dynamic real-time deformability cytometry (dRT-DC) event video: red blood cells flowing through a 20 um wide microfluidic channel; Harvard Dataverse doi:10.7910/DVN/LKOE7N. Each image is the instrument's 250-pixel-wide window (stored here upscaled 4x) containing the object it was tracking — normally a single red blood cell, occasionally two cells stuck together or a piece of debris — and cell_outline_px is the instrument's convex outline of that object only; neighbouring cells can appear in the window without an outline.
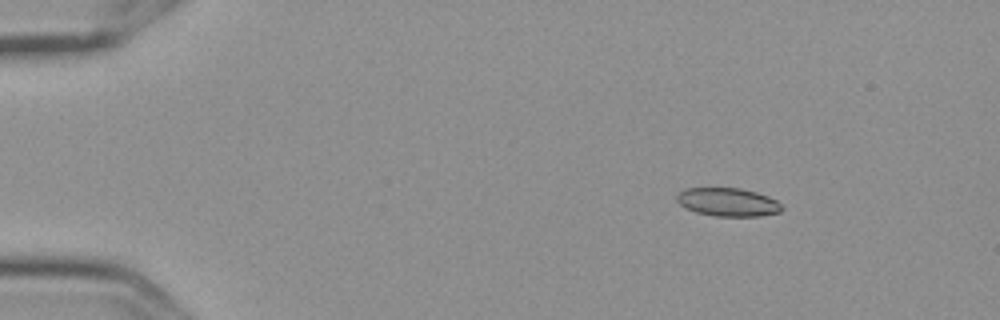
{"species": "Egyptian fruit bat (a non-hibernating species)", "species_latin": "Rousettus aegyptiacus", "temperature_condition": "cold", "stored_images_in_passage": 5, "camera_frame_rate_fps": 3000, "um_per_image_px": 0.085, "frame": {"image": 1, "passage_image": 2, "time_ms": 0.333, "image_size_px": [1000, 320], "cell_outline_px": [[784, 208], [780, 212], [760, 216], [716, 216], [696, 212], [684, 208], [676, 200], [676, 196], [680, 192], [688, 188], [740, 188], [756, 192], [768, 196], [776, 200]], "centroid_in_image_um": [61.87, 17.18], "position_along_channel_um": 23.1, "area_um2": 17.34}}
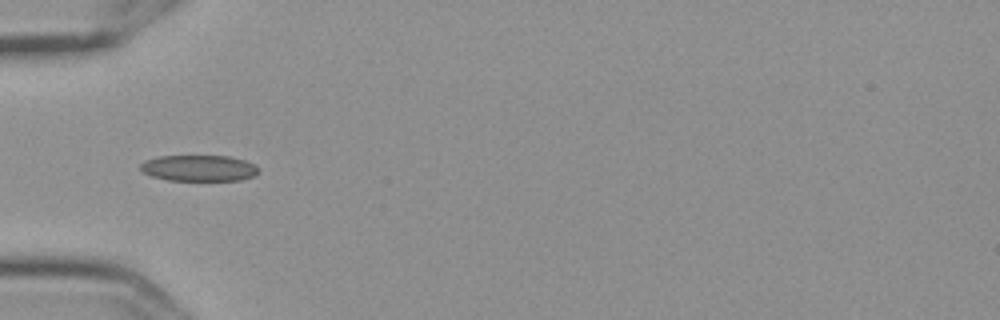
{"frame": {"image": 2, "passage_image": 5, "time_ms": 1.333, "image_size_px": [1000, 320], "cell_outline_px": [[256, 172], [252, 176], [240, 180], [168, 180], [152, 176], [144, 172], [140, 168], [140, 164], [144, 160], [160, 156], [228, 156], [244, 160], [256, 164]], "centroid_in_image_um": [16.87, 14.28], "position_along_channel_um": 68.1, "area_um2": 17.74}}